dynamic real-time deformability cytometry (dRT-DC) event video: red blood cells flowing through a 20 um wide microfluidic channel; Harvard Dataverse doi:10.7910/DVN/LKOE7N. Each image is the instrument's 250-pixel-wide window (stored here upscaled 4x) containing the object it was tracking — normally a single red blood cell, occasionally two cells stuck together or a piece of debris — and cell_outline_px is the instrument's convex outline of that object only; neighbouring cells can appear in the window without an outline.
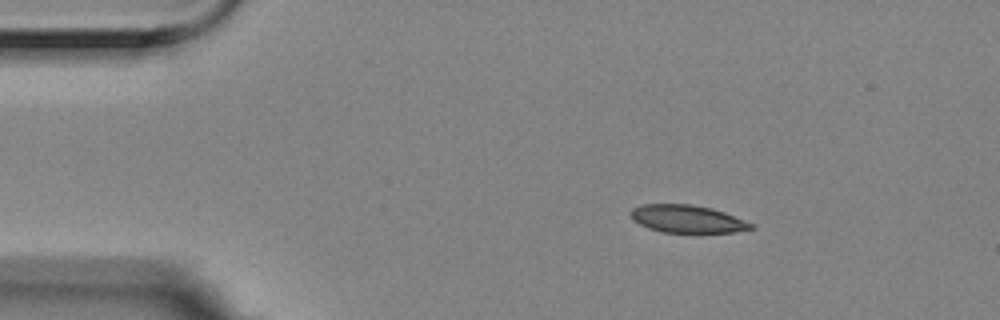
{"species": "Egyptian fruit bat (a non-hibernating species)", "species_latin": "Rousettus aegyptiacus", "temperature_condition": "room temperature", "stored_images_in_passage": 4, "segment_of_instrument_passage": [1, 2], "camera_frame_rate_fps": 3000, "um_per_image_px": 0.085, "animal": {"sex": "female"}, "frame": {"image": 1, "passage_image": 1, "time_ms": 0.0, "image_size_px": [1000, 320], "cell_outline_px": [[756, 228], [732, 232], [664, 232], [648, 228], [640, 224], [628, 212], [632, 208], [640, 204], [692, 204], [712, 208], [724, 212], [752, 224]], "centroid_in_image_um": [58.39, 18.59], "position_along_channel_um": 26.6, "area_um2": 19.19}}